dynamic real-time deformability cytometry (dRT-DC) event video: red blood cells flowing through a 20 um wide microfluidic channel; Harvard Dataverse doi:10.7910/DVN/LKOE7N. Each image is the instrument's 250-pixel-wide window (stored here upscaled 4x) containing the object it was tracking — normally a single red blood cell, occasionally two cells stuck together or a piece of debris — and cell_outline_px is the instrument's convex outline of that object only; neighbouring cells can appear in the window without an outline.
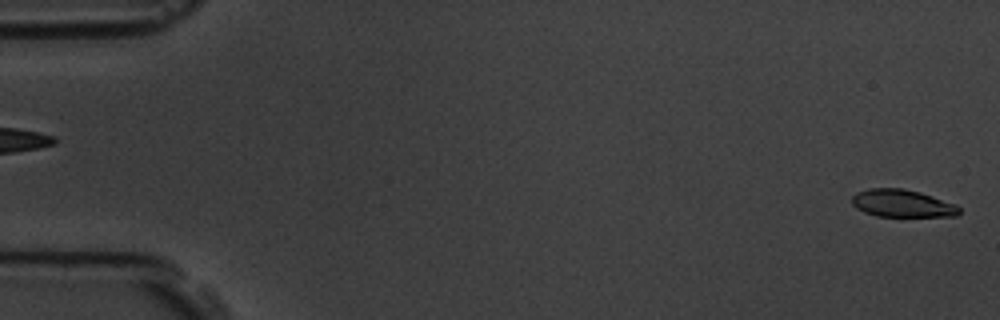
{"species": "common noctule bat (a hibernating species)", "species_latin": "Nyctalus noctula", "temperature_condition": "room temperature", "stored_images_in_passage": 6, "segment_of_instrument_passage": [2, 2], "camera_frame_rate_fps": 3000, "um_per_image_px": 0.085, "animal": {"sex": "male", "body_mass_g": 19.5, "forearm_length_mm": 54.6}, "frame": {"image": 1, "passage_image": 6, "time_ms": 5.667, "image_size_px": [1000, 320], "cell_outline_px": [[960, 212], [956, 216], [876, 216], [864, 212], [856, 208], [852, 204], [852, 196], [856, 192], [868, 188], [904, 188], [920, 192], [956, 204], [960, 208]], "centroid_in_image_um": [76.67, 17.28], "position_along_channel_um": 8.3, "area_um2": 17.28}}